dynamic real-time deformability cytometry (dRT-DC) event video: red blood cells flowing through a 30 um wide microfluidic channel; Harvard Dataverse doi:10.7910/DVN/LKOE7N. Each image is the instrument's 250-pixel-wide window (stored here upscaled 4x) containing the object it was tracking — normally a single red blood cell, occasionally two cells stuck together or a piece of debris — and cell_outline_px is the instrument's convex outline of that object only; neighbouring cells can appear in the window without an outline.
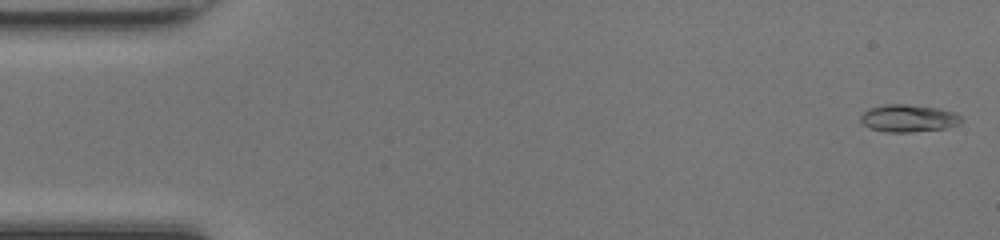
{"species": "common noctule bat (a hibernating species)", "species_latin": "Nyctalus noctula", "temperature_condition": "room temperature", "stored_images_in_passage": 48, "camera_frame_rate_fps": 3000, "um_per_image_px": 0.085, "animal": {"sex": "female", "body_mass_g": 17.0, "forearm_length_mm": 48.0}, "frame": {"image": 1, "passage_image": 1, "time_ms": 0.0, "image_size_px": [1000, 240], "cell_outline_px": [[964, 120], [960, 124], [948, 128], [912, 132], [884, 132], [868, 128], [860, 120], [860, 116], [864, 112], [872, 108], [884, 104], [904, 104], [940, 108], [956, 112]], "centroid_in_image_um": [77.26, 10.06], "position_along_channel_um": 7.7, "area_um2": 16.3}}
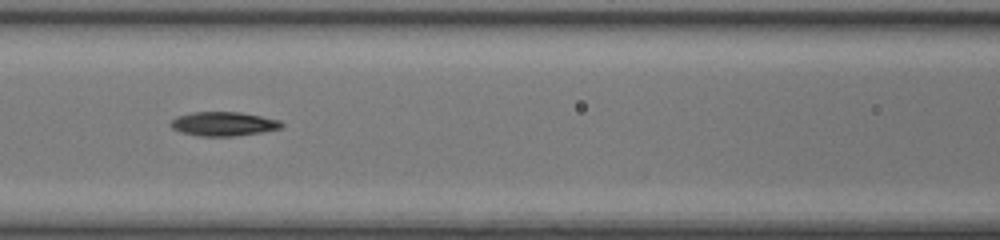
{"frame": {"image": 2, "passage_image": 21, "time_ms": 6.667, "image_size_px": [1000, 240], "cell_outline_px": [[284, 124], [280, 128], [260, 132], [236, 136], [200, 136], [180, 132], [172, 128], [168, 124], [176, 116], [192, 112], [240, 112], [280, 120]], "centroid_in_image_um": [18.95, 10.52], "position_along_channel_um": 147.6, "area_um2": 15.55}}
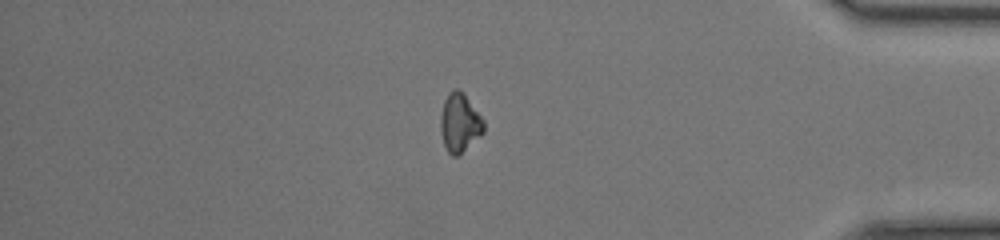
{"frame": {"image": 3, "passage_image": 41, "time_ms": 13.333, "image_size_px": [1000, 240], "cell_outline_px": [[484, 132], [480, 136], [456, 156], [452, 156], [448, 152], [444, 144], [440, 132], [440, 116], [444, 100], [448, 92], [452, 88], [456, 88], [464, 96], [484, 120]], "centroid_in_image_um": [39.04, 10.44], "position_along_channel_um": 396.2, "area_um2": 14.45}, "authors_computed_cell_mechanics": {"area_um2": 15.2303, "velocity_mm_per_s": 4.2647, "shape_relaxation_time_tau1_ms": 4.4644, "shape_relaxation_time_tau2_ms": null, "deformation_change_tau1": 0.1488, "deformation_change_tau2": null}}